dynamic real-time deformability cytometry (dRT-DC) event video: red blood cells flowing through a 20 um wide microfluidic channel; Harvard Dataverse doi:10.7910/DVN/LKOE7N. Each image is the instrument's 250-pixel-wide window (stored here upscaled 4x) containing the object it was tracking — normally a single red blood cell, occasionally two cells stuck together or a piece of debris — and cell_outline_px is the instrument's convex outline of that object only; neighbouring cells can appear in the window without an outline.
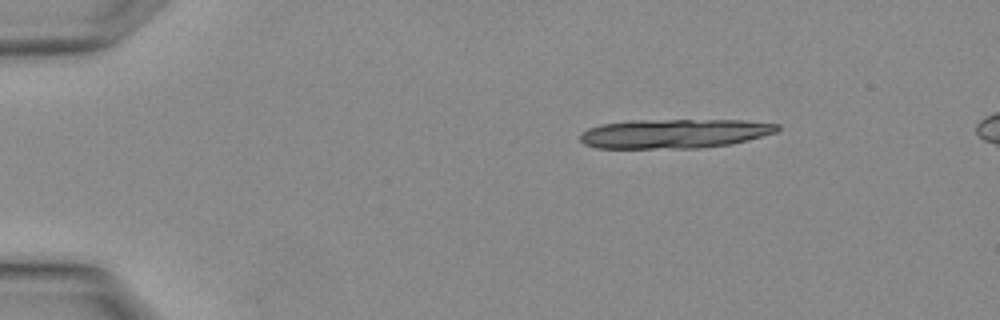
{"species": "Egyptian fruit bat (a non-hibernating species)", "species_latin": "Rousettus aegyptiacus", "temperature_condition": "warm", "stored_images_in_passage": 3, "segment_of_instrument_passage": [1, 2], "camera_frame_rate_fps": 3000, "um_per_image_px": 0.085, "animal": {"sex": "female"}, "frame": {"image": 1, "passage_image": 1, "time_ms": 0.0, "image_size_px": [1000, 320], "cell_outline_px": [[780, 128], [776, 132], [748, 140], [732, 144], [696, 148], [596, 148], [584, 144], [580, 140], [580, 132], [588, 128], [600, 124], [632, 120], [748, 120], [780, 124]], "centroid_in_image_um": [57.32, 11.35], "position_along_channel_um": 27.7, "area_um2": 33.93}}